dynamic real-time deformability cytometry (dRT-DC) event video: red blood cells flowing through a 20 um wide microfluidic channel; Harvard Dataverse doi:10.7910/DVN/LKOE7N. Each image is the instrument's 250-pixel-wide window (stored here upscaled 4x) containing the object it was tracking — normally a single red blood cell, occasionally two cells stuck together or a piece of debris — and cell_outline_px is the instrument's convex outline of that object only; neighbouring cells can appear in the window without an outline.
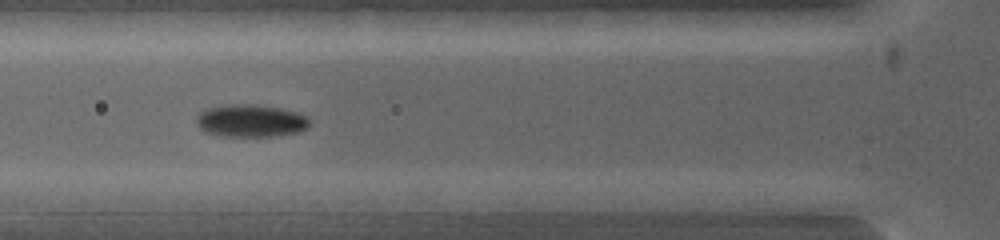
{"species": "common noctule bat (a hibernating species)", "species_latin": "Nyctalus noctula", "temperature_condition": "warm", "stored_images_in_passage": 3, "camera_frame_rate_fps": 5000, "um_per_image_px": 0.085, "animal": {"sex": "female", "body_mass_g": 19.0, "forearm_length_mm": 53.3}, "frame": {"image": 1, "passage_image": 3, "time_ms": 0.6, "image_size_px": [1000, 240], "cell_outline_px": [[596, 200], [568, 212], [496, 212], [492, 200], [512, 192], [560, 192]], "centroid_in_image_um": [45.83, 17.2], "position_along_channel_um": 80.0, "area_um2": 12.02}}